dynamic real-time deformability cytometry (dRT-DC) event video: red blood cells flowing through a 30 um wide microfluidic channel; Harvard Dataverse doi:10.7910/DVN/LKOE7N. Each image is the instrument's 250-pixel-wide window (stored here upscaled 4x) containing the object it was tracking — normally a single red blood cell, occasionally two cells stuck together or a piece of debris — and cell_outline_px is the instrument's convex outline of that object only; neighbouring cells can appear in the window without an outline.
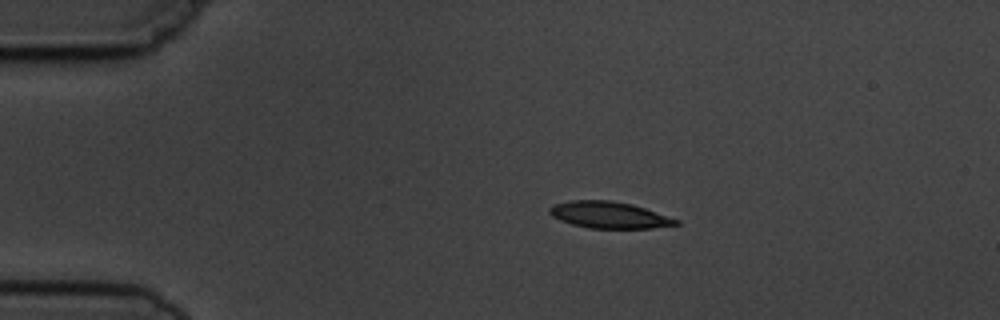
{"species": "common noctule bat (a hibernating species)", "species_latin": "Nyctalus noctula", "temperature_condition": "cold", "stored_images_in_passage": 4, "camera_frame_rate_fps": 3000, "um_per_image_px": 0.085, "animal": {"sex": "male", "body_mass_g": 19.5, "forearm_length_mm": 54.6}, "frame": {"image": 1, "passage_image": 2, "time_ms": 1.333, "image_size_px": [1000, 320], "cell_outline_px": [[680, 224], [652, 228], [588, 228], [572, 224], [560, 220], [552, 216], [548, 212], [548, 208], [552, 204], [572, 200], [612, 200], [632, 204], [680, 220]], "centroid_in_image_um": [51.75, 18.26], "position_along_channel_um": 33.3, "area_um2": 19.65}}
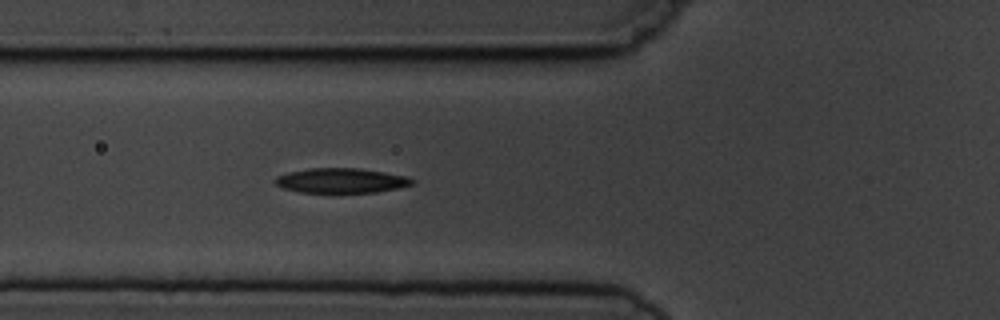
{"frame": {"image": 2, "passage_image": 4, "time_ms": 4.333, "image_size_px": [1000, 320], "cell_outline_px": [[416, 180], [412, 184], [400, 188], [376, 192], [300, 192], [284, 188], [276, 184], [272, 180], [276, 176], [288, 172], [308, 168], [356, 168], [384, 172], [404, 176]], "centroid_in_image_um": [28.98, 15.34], "position_along_channel_um": 96.8, "area_um2": 19.71}}